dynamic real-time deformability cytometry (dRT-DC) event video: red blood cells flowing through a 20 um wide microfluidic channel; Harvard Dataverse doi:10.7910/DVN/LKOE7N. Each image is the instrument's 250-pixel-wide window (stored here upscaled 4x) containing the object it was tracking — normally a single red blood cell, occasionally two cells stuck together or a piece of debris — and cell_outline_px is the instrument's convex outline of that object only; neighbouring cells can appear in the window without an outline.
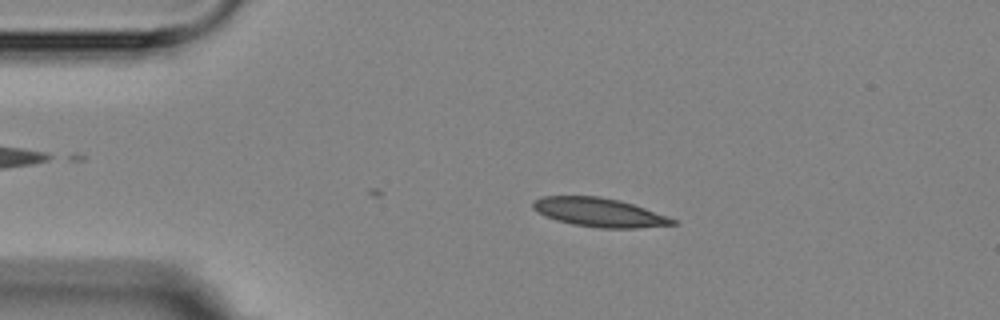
{"species": "Egyptian fruit bat (a non-hibernating species)", "species_latin": "Rousettus aegyptiacus", "temperature_condition": "room temperature", "stored_images_in_passage": 3, "camera_frame_rate_fps": 3000, "um_per_image_px": 0.085, "animal": {"sex": "female"}, "frame": {"image": 1, "passage_image": 2, "time_ms": 2.0, "image_size_px": [1000, 320], "cell_outline_px": [[676, 224], [636, 228], [600, 228], [572, 224], [556, 220], [544, 216], [532, 208], [532, 200], [544, 196], [600, 196], [620, 200], [668, 216], [676, 220]], "centroid_in_image_um": [50.89, 18.05], "position_along_channel_um": 34.1, "area_um2": 23.47}}